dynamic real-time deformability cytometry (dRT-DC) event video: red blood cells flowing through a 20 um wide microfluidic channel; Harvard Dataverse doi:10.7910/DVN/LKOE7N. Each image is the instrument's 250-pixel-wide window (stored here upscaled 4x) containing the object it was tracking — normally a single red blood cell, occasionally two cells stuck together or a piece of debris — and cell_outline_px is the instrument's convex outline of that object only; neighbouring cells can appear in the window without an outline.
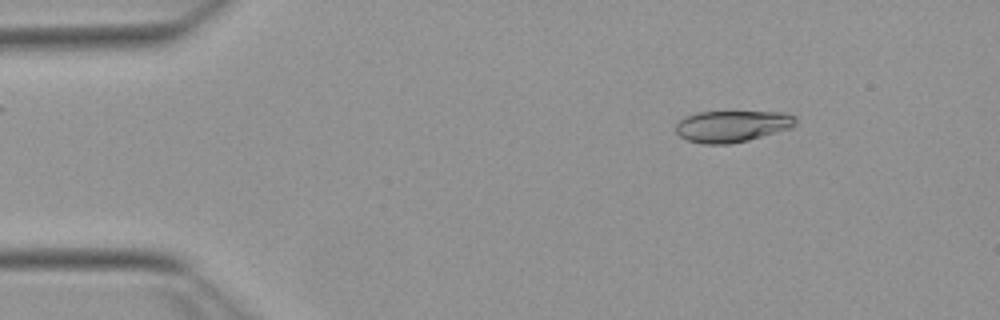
{"species": "Egyptian fruit bat (a non-hibernating species)", "species_latin": "Rousettus aegyptiacus", "temperature_condition": "warm", "stored_images_in_passage": 20, "camera_frame_rate_fps": 3000, "um_per_image_px": 0.085, "animal": {"sex": "female"}, "frame": {"image": 1, "passage_image": 7, "time_ms": 2.0, "image_size_px": [1000, 320], "cell_outline_px": [[796, 124], [792, 128], [748, 140], [728, 144], [704, 144], [688, 140], [680, 136], [676, 132], [676, 124], [680, 120], [696, 112], [784, 112], [796, 116]], "centroid_in_image_um": [62.26, 10.72], "position_along_channel_um": 22.7, "area_um2": 21.96}}
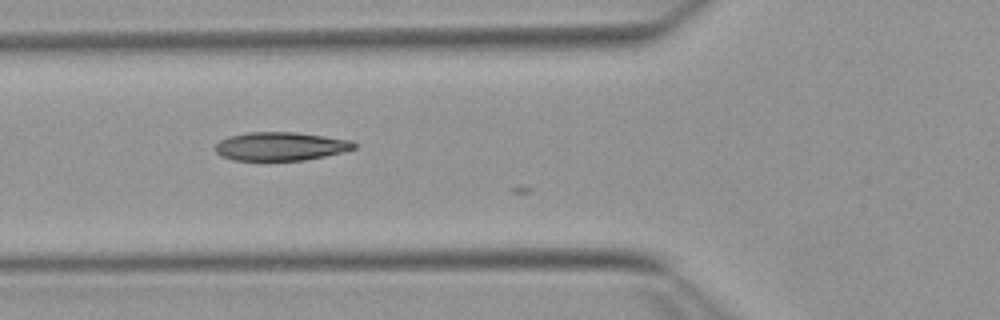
{"frame": {"image": 2, "passage_image": 19, "time_ms": 6.0, "image_size_px": [1000, 320], "cell_outline_px": [[356, 148], [344, 152], [304, 160], [232, 160], [220, 156], [216, 152], [216, 144], [220, 140], [228, 136], [248, 132], [296, 132], [352, 140], [356, 144]], "centroid_in_image_um": [23.85, 12.43], "position_along_channel_um": 101.9, "area_um2": 23.12}}